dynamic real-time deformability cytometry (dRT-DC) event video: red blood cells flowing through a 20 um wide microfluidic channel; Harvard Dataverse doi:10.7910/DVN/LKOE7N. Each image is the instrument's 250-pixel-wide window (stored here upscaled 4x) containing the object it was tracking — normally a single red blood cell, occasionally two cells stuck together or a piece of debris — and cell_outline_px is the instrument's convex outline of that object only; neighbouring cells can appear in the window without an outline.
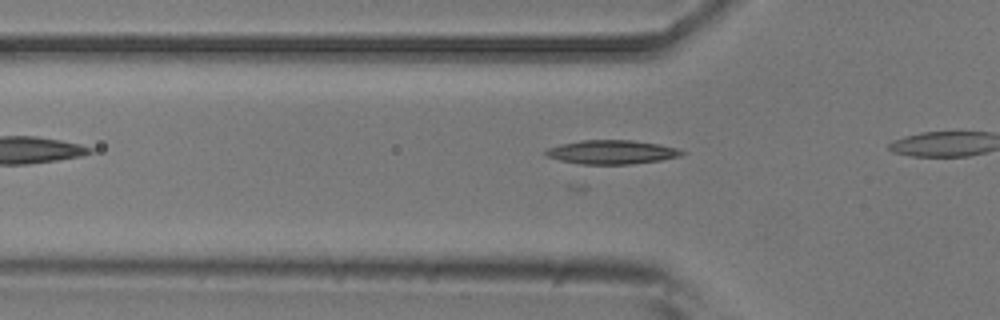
{"species": "common noctule bat (a hibernating species)", "species_latin": "Nyctalus noctula", "temperature_condition": "room temperature", "stored_images_in_passage": 18, "camera_frame_rate_fps": 3000, "um_per_image_px": 0.085, "animal": {"sex": "male", "body_mass_g": 20.5, "forearm_length_mm": 52.5}, "frame": {"image": 1, "passage_image": 13, "time_ms": 4.0, "image_size_px": [1000, 320], "cell_outline_px": [[688, 152], [680, 156], [660, 160], [628, 164], [580, 164], [560, 160], [544, 156], [544, 152], [548, 148], [560, 144], [580, 140], [632, 140], [660, 144], [676, 148]], "centroid_in_image_um": [51.98, 12.92], "position_along_channel_um": 73.8, "area_um2": 19.02}}
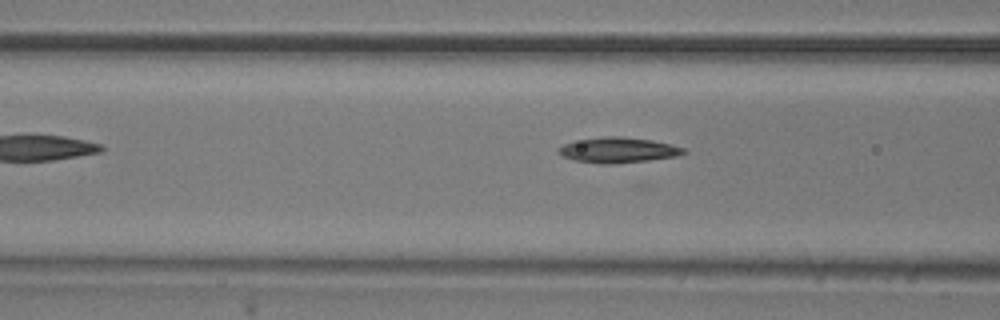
{"frame": {"image": 2, "passage_image": 16, "time_ms": 5.0, "image_size_px": [1000, 320], "cell_outline_px": [[688, 152], [676, 156], [648, 160], [608, 164], [604, 164], [576, 160], [564, 156], [556, 152], [556, 148], [564, 144], [604, 136], [620, 136], [652, 140], [684, 148]], "centroid_in_image_um": [52.55, 12.75], "position_along_channel_um": 114.1, "area_um2": 18.09}}